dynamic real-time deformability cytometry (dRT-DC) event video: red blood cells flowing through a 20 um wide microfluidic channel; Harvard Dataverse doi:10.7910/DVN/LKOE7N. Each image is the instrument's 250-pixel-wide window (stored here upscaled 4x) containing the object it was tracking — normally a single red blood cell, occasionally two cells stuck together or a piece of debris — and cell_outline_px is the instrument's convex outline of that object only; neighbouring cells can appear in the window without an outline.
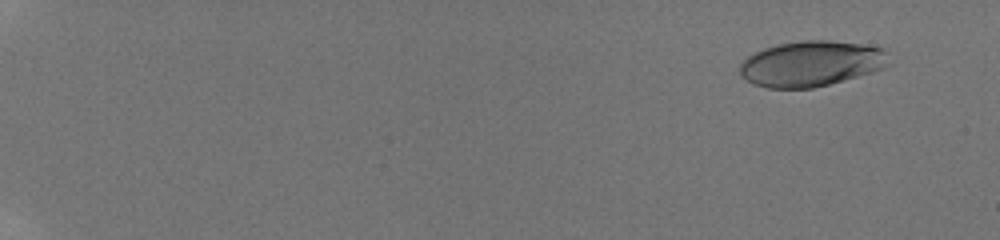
{"species": "human", "species_latin": "Homo sapiens", "temperature_condition": "room temperature", "stored_images_in_passage": 30, "camera_frame_rate_fps": 3000, "um_per_image_px": 0.085, "donor": {"sex": "male"}, "frame": {"image": 1, "passage_image": 6, "time_ms": 1.667, "image_size_px": [1000, 240], "cell_outline_px": [[892, 64], [884, 68], [872, 72], [828, 84], [812, 88], [768, 88], [752, 84], [740, 76], [740, 64], [748, 56], [764, 48], [780, 44], [800, 40], [828, 40], [860, 44], [884, 48], [888, 52]], "centroid_in_image_um": [68.98, 5.41], "position_along_channel_um": 16.0, "area_um2": 39.71}}
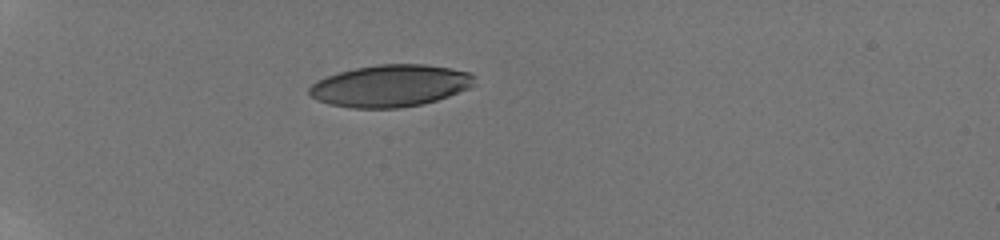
{"frame": {"image": 2, "passage_image": 22, "time_ms": 6.667, "image_size_px": [1000, 240], "cell_outline_px": [[476, 84], [468, 88], [448, 96], [436, 100], [420, 104], [396, 108], [352, 108], [328, 104], [316, 100], [308, 92], [308, 88], [316, 80], [340, 72], [356, 68], [380, 64], [424, 64], [452, 68], [468, 72], [476, 76]], "centroid_in_image_um": [33.18, 7.29], "position_along_channel_um": 51.8, "area_um2": 40.4}}
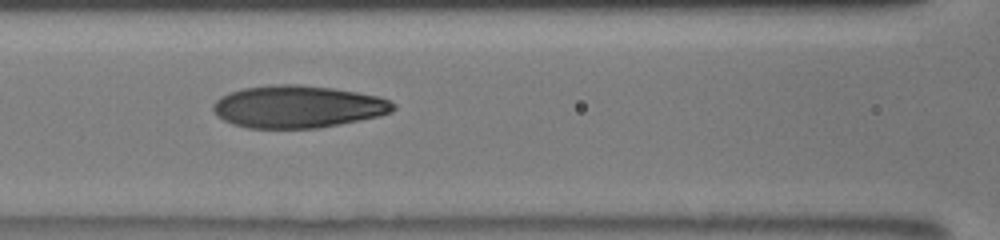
{"frame": {"image": 3, "passage_image": 28, "time_ms": 10.0, "image_size_px": [1000, 240], "cell_outline_px": [[396, 108], [392, 112], [380, 116], [320, 128], [248, 128], [232, 124], [216, 116], [212, 108], [212, 104], [220, 96], [244, 88], [272, 84], [296, 84], [332, 88], [380, 96], [396, 104]], "centroid_in_image_um": [25.32, 9.07], "position_along_channel_um": 141.3, "area_um2": 44.68}}